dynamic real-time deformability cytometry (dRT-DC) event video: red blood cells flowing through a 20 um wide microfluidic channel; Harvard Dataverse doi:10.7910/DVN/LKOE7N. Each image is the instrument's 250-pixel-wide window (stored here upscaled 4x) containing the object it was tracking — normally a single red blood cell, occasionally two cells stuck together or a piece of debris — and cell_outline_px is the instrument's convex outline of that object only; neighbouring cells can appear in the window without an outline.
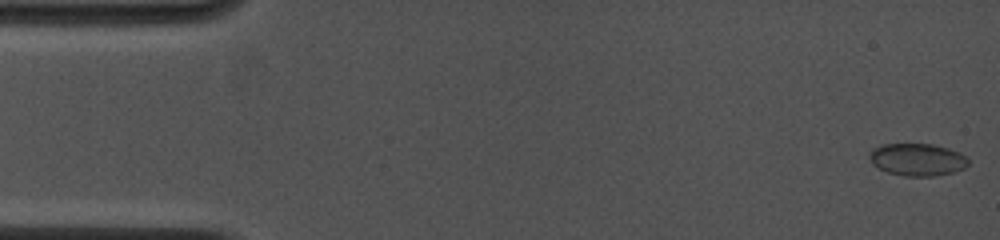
{"species": "common noctule bat (a hibernating species)", "species_latin": "Nyctalus noctula", "temperature_condition": "cold", "stored_images_in_passage": 42, "camera_frame_rate_fps": 4500, "um_per_image_px": 0.085, "animal": {"sex": "female", "body_mass_g": 19.0, "forearm_length_mm": 53.3}, "frame": {"image": 1, "passage_image": 1, "time_ms": 0.0, "image_size_px": [1000, 240], "cell_outline_px": [[968, 164], [964, 168], [952, 172], [936, 176], [904, 176], [888, 172], [872, 164], [868, 156], [868, 152], [872, 148], [884, 144], [932, 144], [948, 148], [960, 152], [968, 160]], "centroid_in_image_um": [77.94, 13.56], "position_along_channel_um": 7.1, "area_um2": 18.67}}
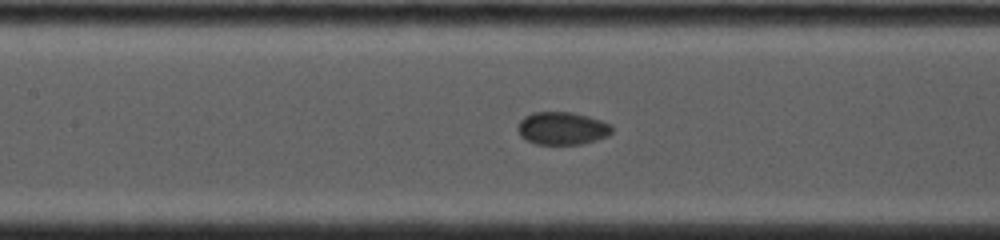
{"frame": {"image": 2, "passage_image": 20, "time_ms": 7.111, "image_size_px": [1000, 240], "cell_outline_px": [[612, 132], [608, 136], [596, 140], [580, 144], [536, 144], [520, 136], [516, 128], [520, 120], [524, 116], [532, 112], [572, 112], [588, 116], [612, 124]], "centroid_in_image_um": [47.78, 10.9], "position_along_channel_um": 159.6, "area_um2": 18.09}}
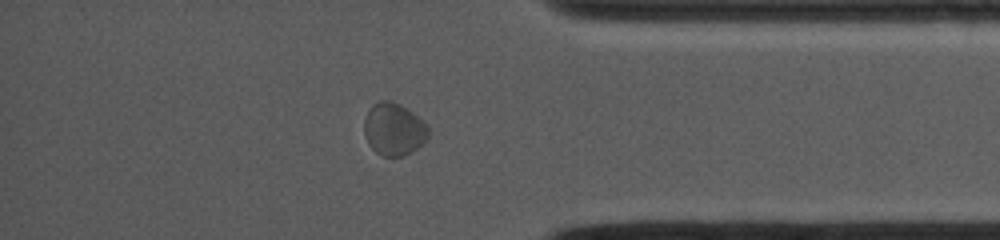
{"frame": {"image": 3, "passage_image": 36, "time_ms": 13.333, "image_size_px": [1000, 240], "cell_outline_px": [[428, 136], [424, 144], [412, 152], [404, 156], [384, 156], [376, 152], [368, 144], [364, 136], [364, 120], [368, 108], [372, 104], [380, 100], [392, 100], [400, 104], [412, 112], [428, 124]], "centroid_in_image_um": [33.47, 10.97], "position_along_channel_um": 401.7, "area_um2": 20.0}, "authors_computed_cell_mechanics": {"area_um2": 18.4671, "velocity_mm_per_s": 3.9724, "shape_relaxation_time_tau1_ms": 4.1534, "shape_relaxation_time_tau2_ms": 1.6923, "deformation_change_tau1": 0.0772, "deformation_change_tau2": 0.0275}}